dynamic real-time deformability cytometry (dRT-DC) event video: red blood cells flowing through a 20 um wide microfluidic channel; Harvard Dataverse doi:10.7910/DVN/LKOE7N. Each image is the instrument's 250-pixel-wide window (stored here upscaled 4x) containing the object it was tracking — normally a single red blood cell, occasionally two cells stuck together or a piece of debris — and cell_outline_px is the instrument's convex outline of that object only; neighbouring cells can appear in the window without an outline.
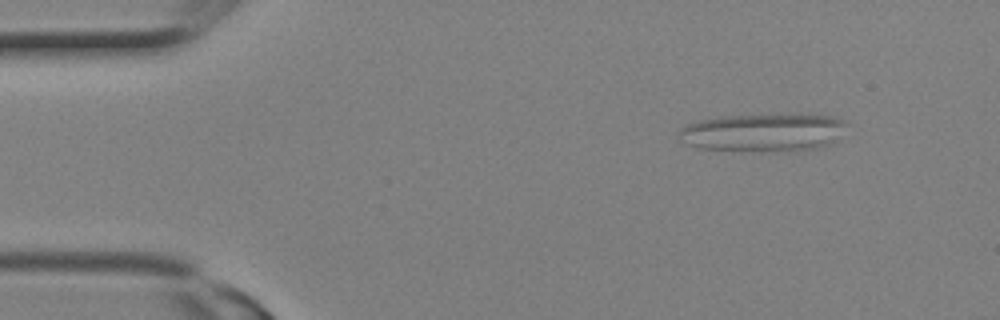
{"species": "Egyptian fruit bat (a non-hibernating species)", "species_latin": "Rousettus aegyptiacus", "temperature_condition": "room temperature", "stored_images_in_passage": 3, "camera_frame_rate_fps": 3000, "um_per_image_px": 0.085, "animal": {"sex": "female"}, "frame": {"image": 1, "passage_image": 1, "time_ms": 0.0, "image_size_px": [1000, 320], "cell_outline_px": [[848, 124], [828, 144], [812, 148], [784, 152], [764, 152], [700, 148], [684, 144], [676, 136], [680, 128], [688, 124], [700, 120], [720, 116], [832, 116], [844, 120]], "centroid_in_image_um": [64.75, 11.29], "position_along_channel_um": 20.2, "area_um2": 36.53}}